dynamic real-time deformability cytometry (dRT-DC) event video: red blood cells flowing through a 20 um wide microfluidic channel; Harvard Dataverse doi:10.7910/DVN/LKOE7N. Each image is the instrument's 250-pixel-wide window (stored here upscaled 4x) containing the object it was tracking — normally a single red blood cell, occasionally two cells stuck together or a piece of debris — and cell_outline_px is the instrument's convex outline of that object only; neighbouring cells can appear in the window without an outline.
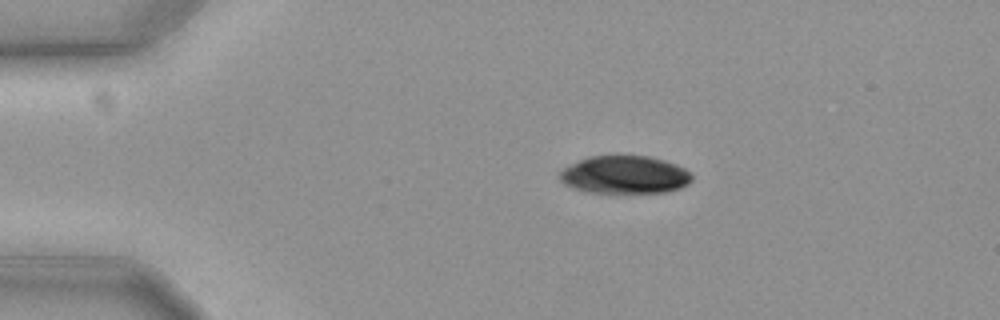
{"species": "common noctule bat (a hibernating species)", "species_latin": "Nyctalus noctula", "temperature_condition": "cold", "stored_images_in_passage": 47, "camera_frame_rate_fps": 3000, "um_per_image_px": 0.085, "animal": {"sex": "female", "body_mass_g": 19.3, "forearm_length_mm": 54.1}, "frame": {"image": 1, "passage_image": 1, "time_ms": 0.0, "image_size_px": [1000, 320], "cell_outline_px": [[692, 180], [688, 184], [680, 188], [668, 192], [588, 192], [572, 188], [564, 184], [560, 180], [560, 172], [564, 168], [588, 156], [612, 152], [616, 152], [648, 156], [664, 160], [676, 164], [684, 168], [692, 176]], "centroid_in_image_um": [53.09, 14.8], "position_along_channel_um": 31.9, "area_um2": 29.88}}
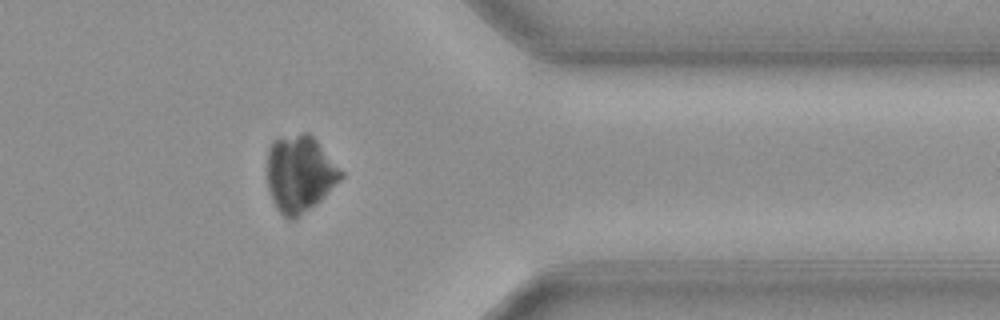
{"frame": {"image": 2, "passage_image": 36, "time_ms": 11.667, "image_size_px": [1000, 320], "cell_outline_px": [[344, 176], [320, 200], [300, 216], [292, 220], [288, 220], [276, 208], [272, 200], [268, 188], [268, 148], [272, 140], [304, 132], [308, 132], [316, 140], [344, 172]], "centroid_in_image_um": [25.48, 14.77], "position_along_channel_um": 385.9, "area_um2": 32.83}}
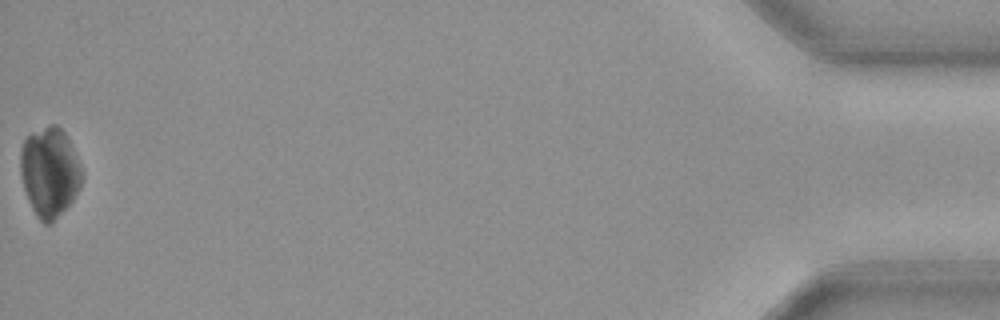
{"frame": {"image": 3, "passage_image": 47, "time_ms": 15.333, "image_size_px": [1000, 320], "cell_outline_px": [[84, 176], [80, 188], [72, 200], [52, 224], [44, 224], [36, 216], [28, 200], [24, 188], [20, 172], [20, 148], [24, 140], [32, 132], [48, 124], [56, 124], [64, 132], [84, 172]], "centroid_in_image_um": [4.21, 14.63], "position_along_channel_um": 431.0, "area_um2": 32.25}}